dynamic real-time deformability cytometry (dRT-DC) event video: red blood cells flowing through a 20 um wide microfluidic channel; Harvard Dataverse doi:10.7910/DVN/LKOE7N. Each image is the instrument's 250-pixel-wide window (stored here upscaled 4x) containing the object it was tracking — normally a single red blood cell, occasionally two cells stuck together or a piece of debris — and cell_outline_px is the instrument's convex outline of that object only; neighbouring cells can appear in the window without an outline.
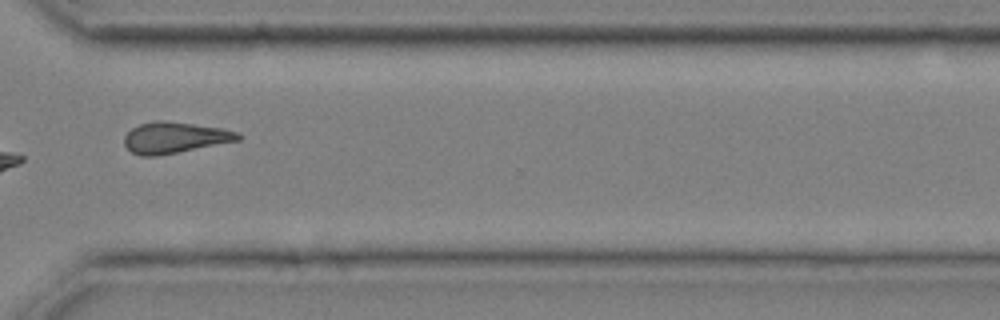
{"species": "common noctule bat (a hibernating species)", "species_latin": "Nyctalus noctula", "temperature_condition": "cold", "stored_images_in_passage": 13, "camera_frame_rate_fps": 3000, "um_per_image_px": 0.085, "animal": {"sex": "male", "body_mass_g": 20.4}, "frame": {"image": 1, "passage_image": 11, "time_ms": 3.333, "image_size_px": [1000, 320], "cell_outline_px": [[240, 140], [156, 156], [140, 156], [132, 152], [124, 144], [124, 136], [132, 128], [140, 124], [156, 120], [164, 120], [220, 128], [240, 132]], "centroid_in_image_um": [14.83, 11.69], "position_along_channel_um": 355.8, "area_um2": 20.4}}